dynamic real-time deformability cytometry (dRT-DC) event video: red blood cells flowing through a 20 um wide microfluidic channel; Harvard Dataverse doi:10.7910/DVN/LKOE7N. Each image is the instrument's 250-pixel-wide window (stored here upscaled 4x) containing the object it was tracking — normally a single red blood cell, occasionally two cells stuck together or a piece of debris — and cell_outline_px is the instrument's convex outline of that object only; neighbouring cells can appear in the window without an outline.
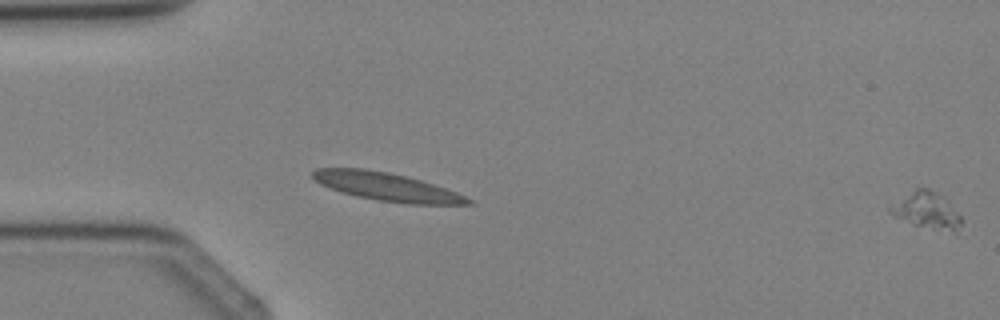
{"species": "Egyptian fruit bat (a non-hibernating species)", "species_latin": "Rousettus aegyptiacus", "temperature_condition": "cold", "stored_images_in_passage": 3, "segment_of_instrument_passage": [2, 2], "camera_frame_rate_fps": 3000, "um_per_image_px": 0.085, "animal": {"sex": "female"}, "frame": {"image": 1, "passage_image": 3, "time_ms": 2.333, "image_size_px": [1000, 320], "cell_outline_px": [[960, 224], [956, 232], [912, 224], [888, 212], [888, 208], [916, 188], [928, 188], [944, 196], [948, 200], [960, 216]], "centroid_in_image_um": [78.79, 17.86], "position_along_channel_um": 6.2, "area_um2": 14.57}}